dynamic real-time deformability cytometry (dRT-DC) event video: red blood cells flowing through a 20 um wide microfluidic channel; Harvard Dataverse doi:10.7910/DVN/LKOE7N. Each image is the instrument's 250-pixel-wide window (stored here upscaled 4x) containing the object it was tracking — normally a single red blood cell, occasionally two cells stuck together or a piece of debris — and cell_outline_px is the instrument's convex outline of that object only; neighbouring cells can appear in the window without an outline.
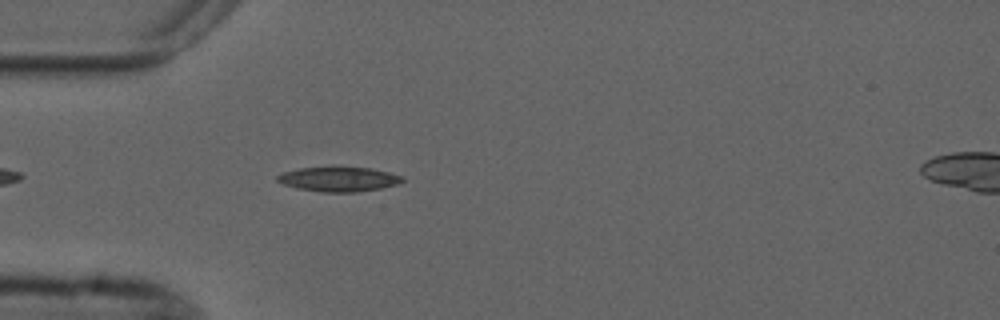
{"species": "common noctule bat (a hibernating species)", "species_latin": "Nyctalus noctula", "temperature_condition": "cold", "stored_images_in_passage": 1, "camera_frame_rate_fps": 3000, "um_per_image_px": 0.085, "animal": {"sex": "male", "forearm_length_mm": 52.5}, "frame": {"image": 1, "passage_image": 1, "time_ms": 0.0, "image_size_px": [1000, 320], "cell_outline_px": [[404, 180], [396, 184], [380, 188], [356, 192], [320, 192], [296, 188], [284, 184], [276, 180], [276, 176], [284, 172], [300, 168], [332, 164], [372, 168], [404, 176]], "centroid_in_image_um": [28.77, 15.18], "position_along_channel_um": 56.2, "area_um2": 18.67}}